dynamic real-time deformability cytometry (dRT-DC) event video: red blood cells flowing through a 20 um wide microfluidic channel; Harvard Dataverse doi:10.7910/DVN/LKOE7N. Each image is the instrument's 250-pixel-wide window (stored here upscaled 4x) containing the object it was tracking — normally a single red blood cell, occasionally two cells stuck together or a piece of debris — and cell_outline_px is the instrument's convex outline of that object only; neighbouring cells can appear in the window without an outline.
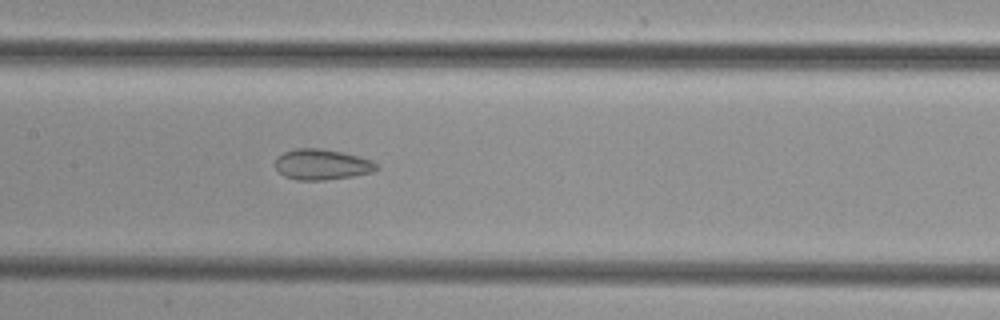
{"species": "common noctule bat (a hibernating species)", "species_latin": "Nyctalus noctula", "temperature_condition": "cold", "stored_images_in_passage": 46, "camera_frame_rate_fps": 3000, "um_per_image_px": 0.085, "animal": {"sex": "female", "body_mass_g": 29.2, "forearm_length_mm": 56.3}, "frame": {"image": 1, "passage_image": 21, "time_ms": 6.667, "image_size_px": [1000, 320], "cell_outline_px": [[380, 168], [372, 172], [352, 176], [324, 180], [296, 180], [284, 176], [276, 168], [276, 160], [284, 152], [296, 148], [320, 148], [340, 152], [372, 160]], "centroid_in_image_um": [27.36, 13.99], "position_along_channel_um": 180.0, "area_um2": 17.86}}
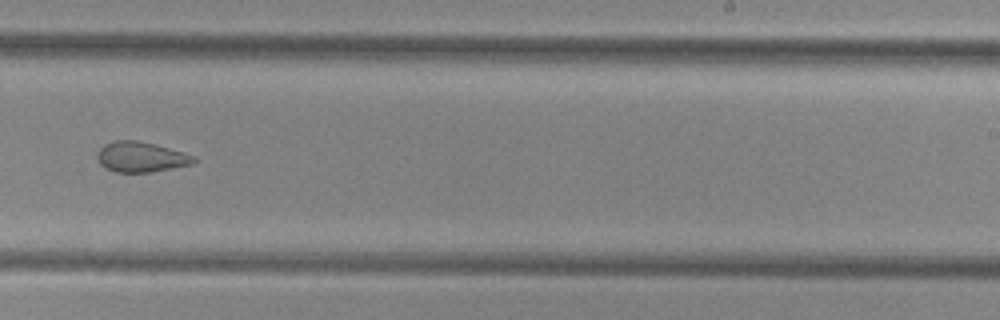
{"frame": {"image": 2, "passage_image": 28, "time_ms": 9.0, "image_size_px": [1000, 320], "cell_outline_px": [[196, 160], [192, 164], [152, 172], [116, 172], [104, 168], [100, 164], [96, 156], [100, 148], [104, 144], [112, 140], [136, 140], [156, 144], [184, 152], [196, 156]], "centroid_in_image_um": [11.97, 13.33], "position_along_channel_um": 277.0, "area_um2": 17.22}}
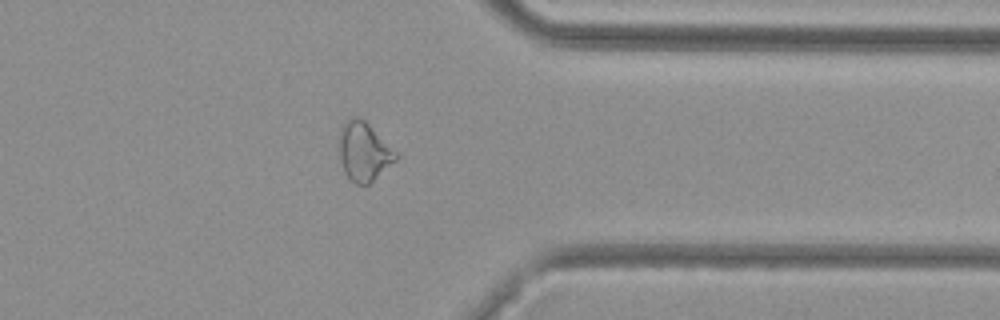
{"frame": {"image": 3, "passage_image": 36, "time_ms": 11.667, "image_size_px": [1000, 320], "cell_outline_px": [[400, 156], [396, 160], [368, 184], [356, 184], [344, 172], [340, 156], [340, 128], [352, 116], [356, 116], [364, 120]], "centroid_in_image_um": [30.93, 12.88], "position_along_channel_um": 380.5, "area_um2": 18.84}}